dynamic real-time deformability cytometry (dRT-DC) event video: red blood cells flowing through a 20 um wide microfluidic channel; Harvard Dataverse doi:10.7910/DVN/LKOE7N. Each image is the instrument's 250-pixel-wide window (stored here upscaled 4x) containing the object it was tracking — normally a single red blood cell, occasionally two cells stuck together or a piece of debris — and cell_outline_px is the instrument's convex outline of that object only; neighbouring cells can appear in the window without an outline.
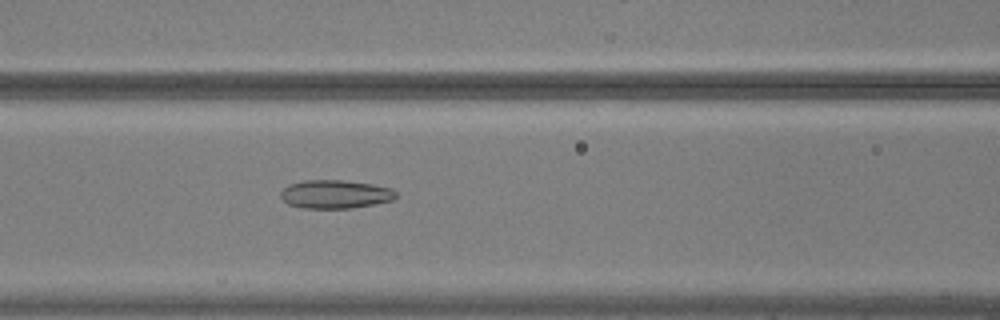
{"species": "common noctule bat (a hibernating species)", "species_latin": "Nyctalus noctula", "temperature_condition": "warm", "stored_images_in_passage": 55, "camera_frame_rate_fps": 3000, "um_per_image_px": 0.085, "animal": {"sex": "male", "body_mass_g": 20.5, "forearm_length_mm": 52.5}, "frame": {"image": 1, "passage_image": 25, "time_ms": 8.0, "image_size_px": [1000, 320], "cell_outline_px": [[396, 196], [392, 200], [352, 208], [304, 208], [288, 204], [280, 196], [280, 192], [288, 184], [304, 180], [344, 180], [372, 184], [392, 188], [396, 192]], "centroid_in_image_um": [28.47, 16.5], "position_along_channel_um": 138.1, "area_um2": 19.07}}
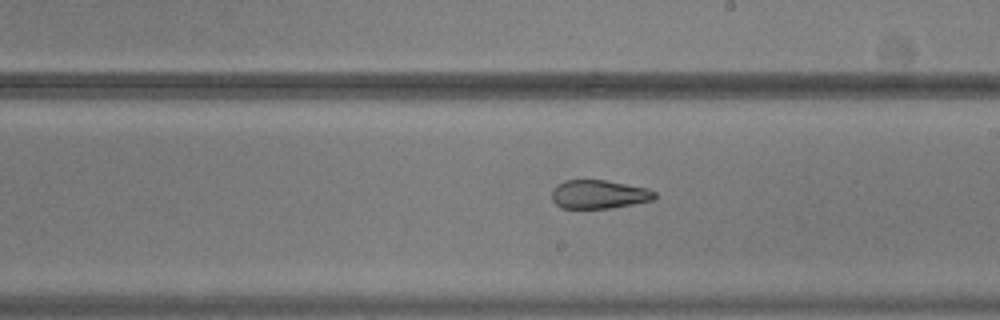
{"frame": {"image": 2, "passage_image": 33, "time_ms": 10.667, "image_size_px": [1000, 320], "cell_outline_px": [[656, 200], [608, 208], [560, 208], [552, 200], [552, 188], [556, 184], [564, 180], [604, 180], [648, 188], [656, 192]], "centroid_in_image_um": [50.9, 16.51], "position_along_channel_um": 238.1, "area_um2": 17.28}}
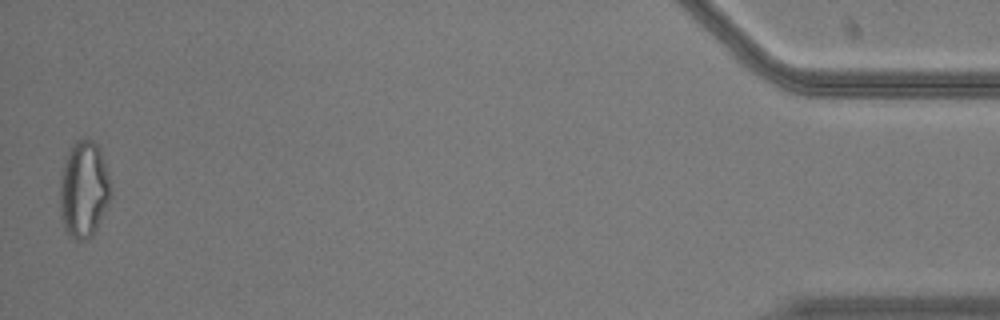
{"frame": {"image": 3, "passage_image": 55, "time_ms": 18.0, "image_size_px": [1000, 320], "cell_outline_px": [[112, 196], [92, 236], [88, 240], [76, 240], [68, 236], [60, 220], [60, 176], [68, 152], [72, 144], [76, 140], [84, 136], [92, 140], [100, 148], [104, 160], [108, 176]], "centroid_in_image_um": [7.11, 16.11], "position_along_channel_um": 428.1, "area_um2": 29.02}, "authors_computed_cell_mechanics": {"area_um2": 23.1778, "velocity_mm_per_s": 3.7515, "shape_relaxation_time_tau1_ms": null, "shape_relaxation_time_tau2_ms": 1.5449, "deformation_change_tau1": null, "deformation_change_tau2": 0.0877}}